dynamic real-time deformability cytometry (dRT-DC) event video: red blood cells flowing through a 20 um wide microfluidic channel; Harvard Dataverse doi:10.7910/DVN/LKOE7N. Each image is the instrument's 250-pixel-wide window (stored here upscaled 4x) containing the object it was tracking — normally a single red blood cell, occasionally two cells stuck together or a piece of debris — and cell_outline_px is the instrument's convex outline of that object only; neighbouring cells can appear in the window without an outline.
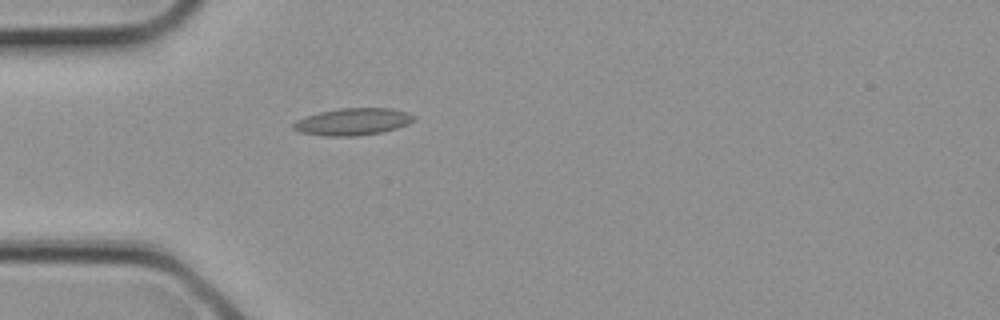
{"species": "common noctule bat (a hibernating species)", "species_latin": "Nyctalus noctula", "temperature_condition": "cold", "stored_images_in_passage": 2, "camera_frame_rate_fps": 3000, "um_per_image_px": 0.085, "animal": {"sex": "female", "body_mass_g": 21.9}, "frame": {"image": 1, "passage_image": 2, "time_ms": 0.333, "image_size_px": [1000, 320], "cell_outline_px": [[416, 120], [408, 124], [396, 128], [380, 132], [356, 136], [324, 136], [300, 132], [292, 128], [292, 124], [296, 120], [320, 112], [340, 108], [392, 108], [408, 112], [416, 116]], "centroid_in_image_um": [30.02, 10.34], "position_along_channel_um": 55.0, "area_um2": 19.02}}